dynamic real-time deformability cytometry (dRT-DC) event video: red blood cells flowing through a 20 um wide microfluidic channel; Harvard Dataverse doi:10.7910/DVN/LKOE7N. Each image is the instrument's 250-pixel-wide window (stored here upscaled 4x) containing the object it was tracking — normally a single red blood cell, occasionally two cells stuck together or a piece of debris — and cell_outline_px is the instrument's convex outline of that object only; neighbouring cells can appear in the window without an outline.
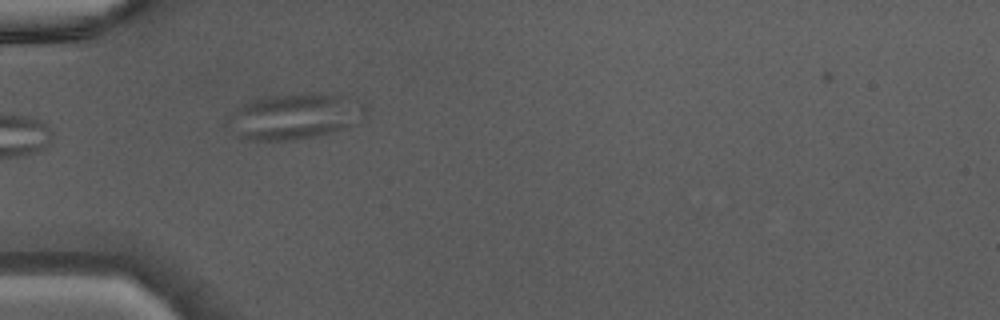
{"species": "Egyptian fruit bat (a non-hibernating species)", "species_latin": "Rousettus aegyptiacus", "temperature_condition": "warm", "stored_images_in_passage": 7, "camera_frame_rate_fps": 3000, "um_per_image_px": 0.085, "animal": {"sex": "male"}, "frame": {"image": 1, "passage_image": 4, "time_ms": 4.333, "image_size_px": [1000, 320], "cell_outline_px": [[368, 116], [360, 124], [332, 132], [316, 136], [288, 140], [252, 140], [236, 136], [224, 124], [232, 112], [240, 104], [248, 100], [272, 96], [308, 92], [328, 92], [364, 104], [368, 112]], "centroid_in_image_um": [25.06, 9.88], "position_along_channel_um": 59.9, "area_um2": 37.57}}